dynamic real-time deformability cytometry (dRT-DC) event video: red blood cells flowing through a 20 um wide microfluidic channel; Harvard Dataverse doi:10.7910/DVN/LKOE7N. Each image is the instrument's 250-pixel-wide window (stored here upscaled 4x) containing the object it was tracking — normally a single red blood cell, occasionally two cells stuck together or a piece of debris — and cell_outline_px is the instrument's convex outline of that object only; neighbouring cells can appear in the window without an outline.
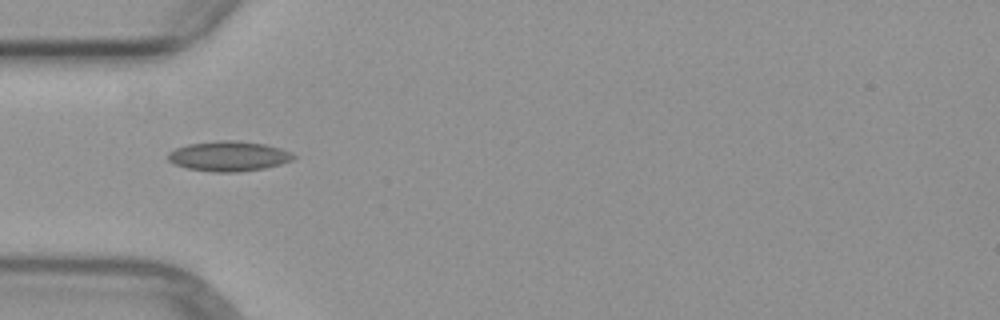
{"species": "common noctule bat (a hibernating species)", "species_latin": "Nyctalus noctula", "temperature_condition": "warm", "stored_images_in_passage": 1, "camera_frame_rate_fps": 3000, "um_per_image_px": 0.085, "animal": {"sex": "female", "body_mass_g": 29.2, "forearm_length_mm": 56.3}, "frame": {"image": 1, "passage_image": 1, "time_ms": 0.0, "image_size_px": [1000, 320], "cell_outline_px": [[296, 156], [292, 160], [280, 164], [264, 168], [236, 172], [212, 172], [188, 168], [172, 164], [168, 160], [168, 152], [176, 148], [188, 144], [220, 140], [236, 140], [264, 144], [280, 148], [292, 152]], "centroid_in_image_um": [19.43, 13.27], "position_along_channel_um": 65.6, "area_um2": 21.96}}